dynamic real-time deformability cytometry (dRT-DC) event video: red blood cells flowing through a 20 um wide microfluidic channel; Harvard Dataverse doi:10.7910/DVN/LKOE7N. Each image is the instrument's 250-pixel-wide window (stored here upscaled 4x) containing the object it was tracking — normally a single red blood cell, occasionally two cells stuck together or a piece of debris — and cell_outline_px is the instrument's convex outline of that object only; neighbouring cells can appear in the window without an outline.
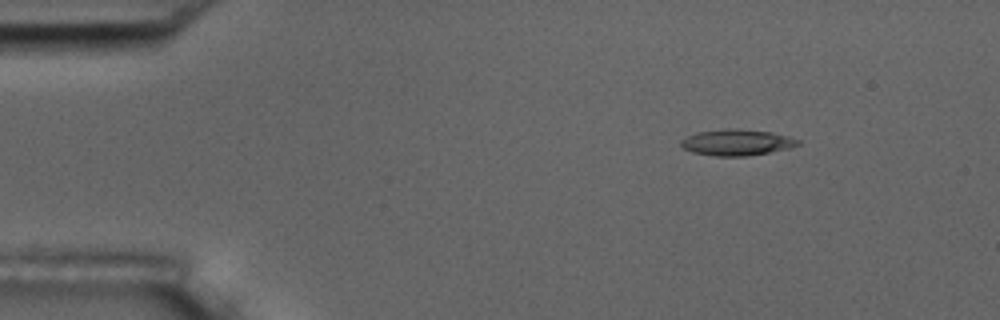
{"species": "common noctule bat (a hibernating species)", "species_latin": "Nyctalus noctula", "temperature_condition": "room temperature", "stored_images_in_passage": 8, "camera_frame_rate_fps": 3000, "um_per_image_px": 0.085, "animal": {"sex": "male", "body_mass_g": 17.5, "forearm_length_mm": 52.3}, "frame": {"image": 1, "passage_image": 1, "time_ms": 0.0, "image_size_px": [1000, 320], "cell_outline_px": [[800, 144], [788, 148], [748, 156], [716, 156], [692, 152], [684, 148], [680, 144], [680, 140], [696, 132], [728, 128], [736, 128], [772, 132], [788, 136], [800, 140]], "centroid_in_image_um": [62.62, 12.09], "position_along_channel_um": 22.4, "area_um2": 17.8}}
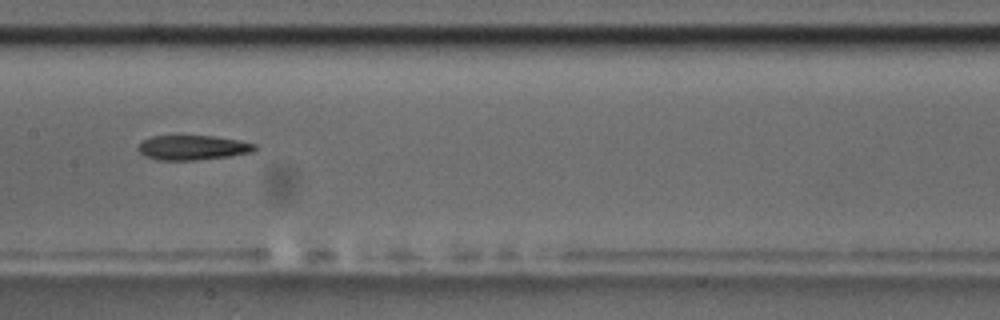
{"frame": {"image": 2, "passage_image": 6, "time_ms": 6.667, "image_size_px": [1000, 320], "cell_outline_px": [[256, 148], [252, 152], [228, 156], [196, 160], [156, 160], [144, 156], [136, 148], [144, 140], [152, 136], [176, 132], [212, 136], [240, 140], [256, 144]], "centroid_in_image_um": [16.31, 12.49], "position_along_channel_um": 191.1, "area_um2": 17.57}}
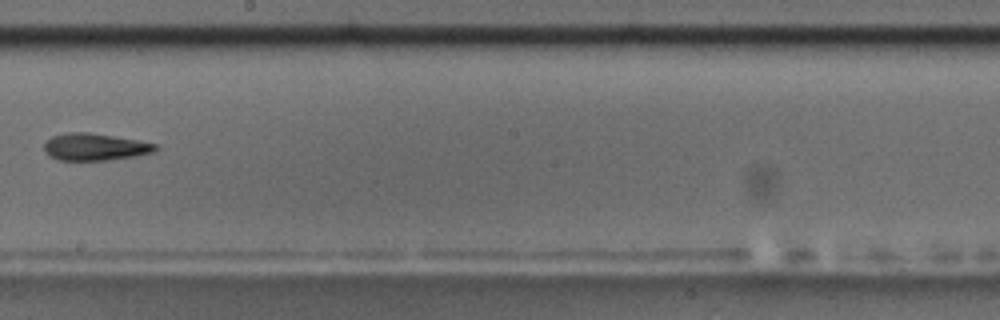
{"frame": {"image": 3, "passage_image": 7, "time_ms": 8.0, "image_size_px": [1000, 320], "cell_outline_px": [[156, 152], [108, 160], [56, 160], [48, 156], [44, 152], [44, 144], [52, 136], [68, 132], [88, 132], [136, 140], [156, 144]], "centroid_in_image_um": [8.01, 12.49], "position_along_channel_um": 240.2, "area_um2": 17.46}}